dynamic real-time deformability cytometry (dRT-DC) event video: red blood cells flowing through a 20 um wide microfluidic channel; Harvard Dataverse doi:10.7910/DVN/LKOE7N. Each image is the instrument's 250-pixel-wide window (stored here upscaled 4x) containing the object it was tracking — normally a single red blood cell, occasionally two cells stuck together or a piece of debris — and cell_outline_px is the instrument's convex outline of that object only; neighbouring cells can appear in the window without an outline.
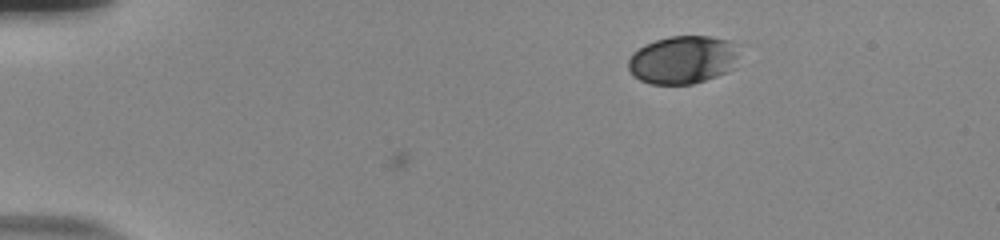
{"species": "human", "species_latin": "Homo sapiens", "temperature_condition": "room temperature", "stored_images_in_passage": 47, "camera_frame_rate_fps": 3000, "um_per_image_px": 0.085, "donor": {"sex": "male"}, "frame": {"image": 1, "passage_image": 1, "time_ms": 0.0, "image_size_px": [1000, 240], "cell_outline_px": [[736, 68], [716, 76], [692, 84], [652, 84], [640, 80], [632, 76], [628, 68], [628, 60], [640, 48], [656, 40], [672, 36], [708, 36], [728, 40], [736, 56]], "centroid_in_image_um": [58.0, 5.1], "position_along_channel_um": 27.0, "area_um2": 30.46}}
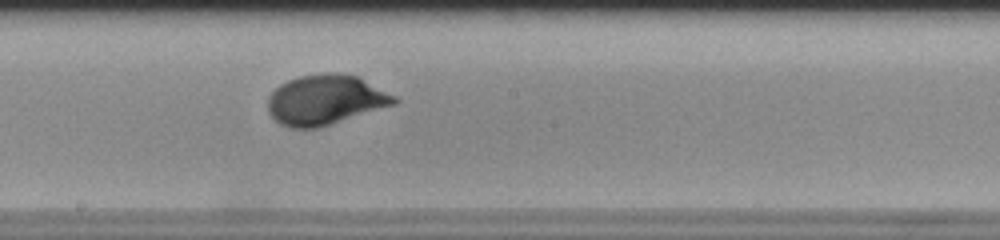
{"frame": {"image": 2, "passage_image": 24, "time_ms": 7.667, "image_size_px": [1000, 240], "cell_outline_px": [[400, 100], [396, 104], [316, 128], [292, 128], [280, 124], [268, 112], [268, 100], [272, 92], [280, 84], [288, 80], [300, 76], [324, 72], [336, 72], [360, 76], [396, 96]], "centroid_in_image_um": [27.69, 8.46], "position_along_channel_um": 220.5, "area_um2": 36.88}}
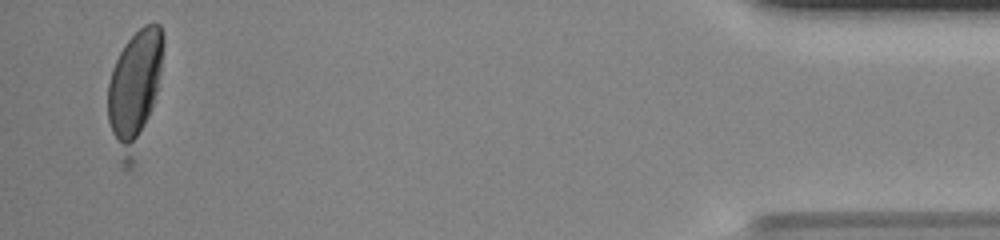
{"frame": {"image": 3, "passage_image": 46, "time_ms": 15.0, "image_size_px": [1000, 240], "cell_outline_px": [[164, 44], [160, 72], [156, 92], [132, 168], [124, 172], [120, 164], [108, 120], [108, 84], [112, 68], [124, 44], [144, 24], [160, 24], [164, 36]], "centroid_in_image_um": [11.4, 7.66], "position_along_channel_um": 423.8, "area_um2": 37.97}, "authors_computed_cell_mechanics": {"area_um2": 35.3158, "velocity_mm_per_s": 3.7324, "shape_relaxation_time_tau1_ms": 3.1766, "shape_relaxation_time_tau2_ms": null, "deformation_change_tau1": 0.1486, "deformation_change_tau2": null}}